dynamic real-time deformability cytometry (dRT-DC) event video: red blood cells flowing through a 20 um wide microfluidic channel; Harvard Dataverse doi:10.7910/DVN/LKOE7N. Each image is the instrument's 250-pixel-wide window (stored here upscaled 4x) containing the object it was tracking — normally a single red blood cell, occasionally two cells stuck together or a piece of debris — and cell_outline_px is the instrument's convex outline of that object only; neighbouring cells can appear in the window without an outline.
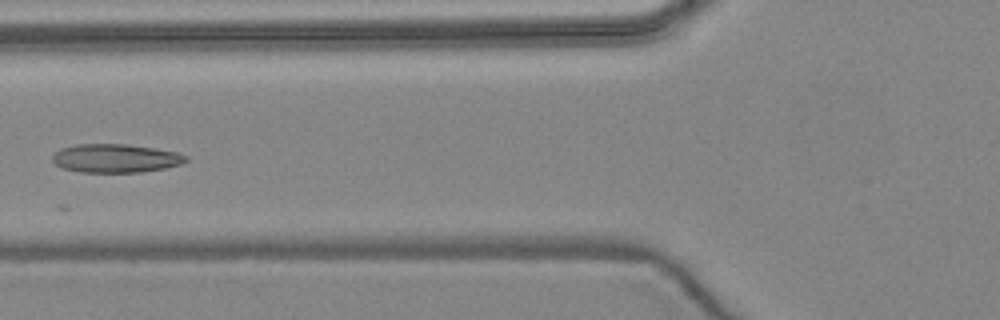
{"species": "common noctule bat (a hibernating species)", "species_latin": "Nyctalus noctula", "temperature_condition": "warm", "stored_images_in_passage": 5, "camera_frame_rate_fps": 3000, "um_per_image_px": 0.085, "animal": {"sex": "female", "body_mass_g": 24.6, "forearm_length_mm": 56.2}, "frame": {"image": 1, "passage_image": 5, "time_ms": 5.667, "image_size_px": [1000, 320], "cell_outline_px": [[188, 160], [180, 164], [164, 168], [140, 172], [80, 172], [64, 168], [56, 164], [52, 160], [52, 156], [60, 148], [76, 144], [124, 144], [152, 148], [176, 152], [188, 156]], "centroid_in_image_um": [9.8, 13.45], "position_along_channel_um": 116.0, "area_um2": 22.02}}